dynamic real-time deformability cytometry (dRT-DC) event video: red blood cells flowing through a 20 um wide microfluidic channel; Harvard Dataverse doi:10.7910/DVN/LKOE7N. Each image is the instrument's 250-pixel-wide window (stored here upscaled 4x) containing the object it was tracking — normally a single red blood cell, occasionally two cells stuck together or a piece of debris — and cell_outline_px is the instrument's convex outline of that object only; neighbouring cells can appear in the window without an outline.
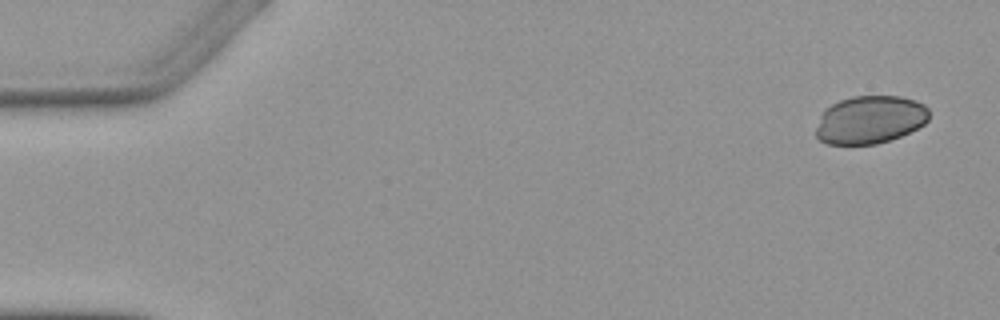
{"species": "Egyptian fruit bat (a non-hibernating species)", "species_latin": "Rousettus aegyptiacus", "temperature_condition": "warm", "stored_images_in_passage": 4, "camera_frame_rate_fps": 3000, "um_per_image_px": 0.085, "animal": {"sex": "female"}, "frame": {"image": 1, "passage_image": 1, "time_ms": 0.0, "image_size_px": [1000, 320], "cell_outline_px": [[928, 120], [924, 124], [900, 136], [876, 144], [828, 144], [820, 140], [816, 136], [816, 128], [820, 116], [824, 108], [840, 100], [852, 96], [900, 96], [916, 100], [924, 104], [928, 108]], "centroid_in_image_um": [73.93, 10.16], "position_along_channel_um": 11.1, "area_um2": 31.62}}
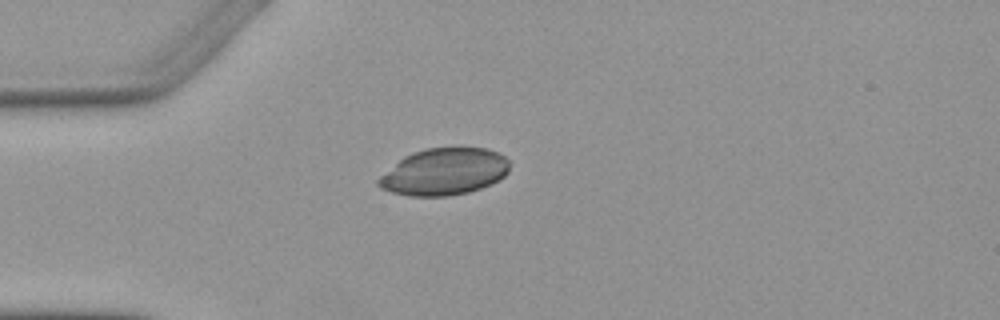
{"frame": {"image": 2, "passage_image": 4, "time_ms": 4.0, "image_size_px": [1000, 320], "cell_outline_px": [[508, 172], [500, 180], [480, 188], [468, 192], [448, 196], [408, 196], [392, 192], [380, 188], [376, 184], [376, 180], [380, 176], [404, 156], [412, 152], [424, 148], [460, 144], [488, 148], [500, 152], [508, 160]], "centroid_in_image_um": [37.78, 14.54], "position_along_channel_um": 47.2, "area_um2": 36.82}}